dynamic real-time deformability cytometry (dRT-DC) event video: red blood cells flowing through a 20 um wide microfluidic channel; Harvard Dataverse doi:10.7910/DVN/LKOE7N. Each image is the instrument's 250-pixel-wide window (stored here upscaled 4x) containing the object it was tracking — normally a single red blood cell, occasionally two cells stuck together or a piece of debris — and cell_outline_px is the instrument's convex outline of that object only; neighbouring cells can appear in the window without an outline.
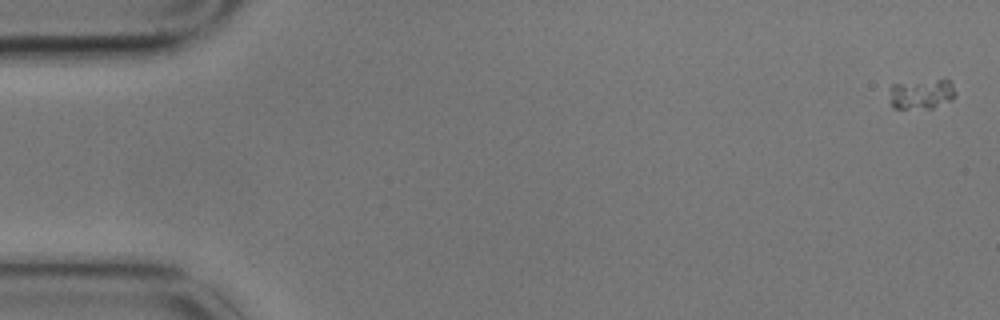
{"species": "common noctule bat (a hibernating species)", "species_latin": "Nyctalus noctula", "temperature_condition": "cold", "stored_images_in_passage": 10, "camera_frame_rate_fps": 3000, "um_per_image_px": 0.085, "animal": {"sex": "male", "body_mass_g": 17.9}, "frame": {"image": 1, "passage_image": 1, "time_ms": 0.0, "image_size_px": [1000, 320], "cell_outline_px": [[956, 96], [952, 100], [932, 108], [892, 108], [888, 104], [888, 88], [892, 84], [944, 76], [952, 84], [956, 92]], "centroid_in_image_um": [78.3, 7.94], "position_along_channel_um": 6.7, "area_um2": 12.43}}
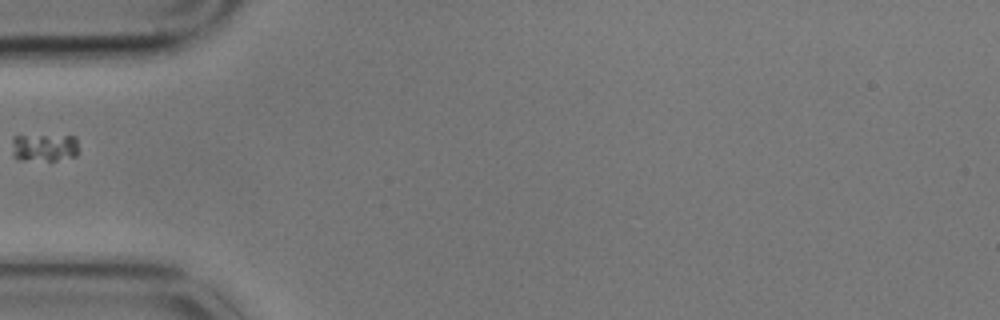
{"frame": {"image": 2, "passage_image": 6, "time_ms": 1.667, "image_size_px": [1000, 320], "cell_outline_px": [[80, 152], [76, 156], [56, 160], [20, 160], [12, 156], [12, 136], [76, 136]], "centroid_in_image_um": [3.78, 12.55], "position_along_channel_um": 81.2, "area_um2": 10.98}}
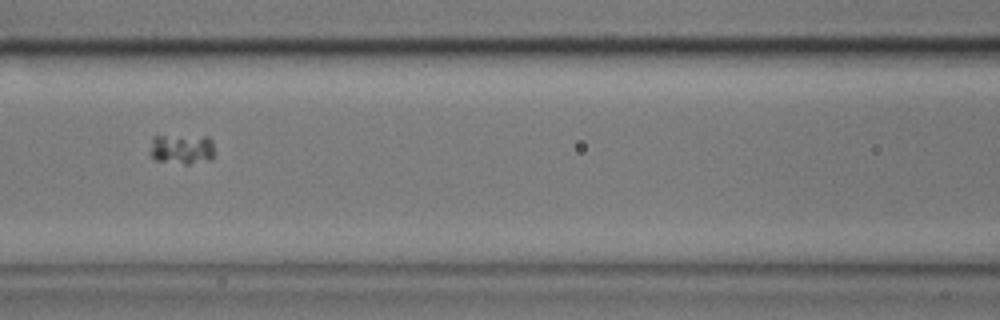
{"frame": {"image": 3, "passage_image": 8, "time_ms": 2.333, "image_size_px": [1000, 320], "cell_outline_px": [[212, 160], [188, 164], [184, 164], [152, 160], [148, 152], [152, 136], [208, 136], [212, 140]], "centroid_in_image_um": [15.39, 12.68], "position_along_channel_um": 151.2, "area_um2": 11.62}}